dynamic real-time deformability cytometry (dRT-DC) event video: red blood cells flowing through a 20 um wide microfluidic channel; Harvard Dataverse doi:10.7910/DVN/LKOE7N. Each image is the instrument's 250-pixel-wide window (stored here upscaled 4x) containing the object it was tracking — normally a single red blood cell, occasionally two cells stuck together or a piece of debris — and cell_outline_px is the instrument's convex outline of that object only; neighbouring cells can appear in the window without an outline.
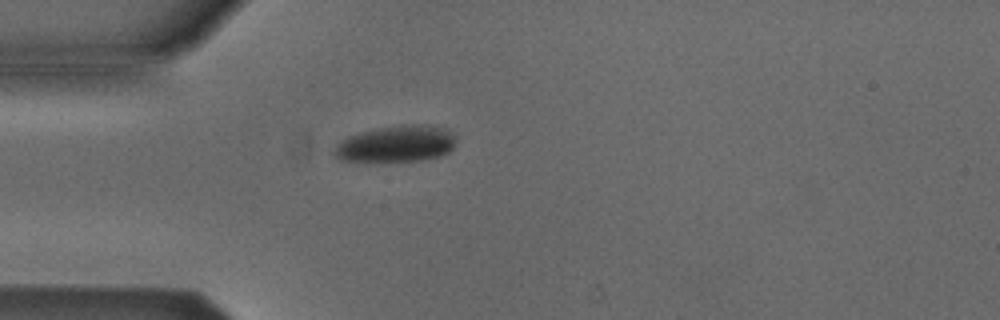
{"species": "Egyptian fruit bat (a non-hibernating species)", "species_latin": "Rousettus aegyptiacus", "temperature_condition": "cold", "stored_images_in_passage": 5, "camera_frame_rate_fps": 3000, "um_per_image_px": 0.085, "animal": {"sex": "male"}, "frame": {"image": 1, "passage_image": 5, "time_ms": 4.667, "image_size_px": [1000, 320], "cell_outline_px": [[456, 144], [448, 152], [440, 156], [424, 160], [340, 160], [332, 152], [332, 148], [336, 144], [348, 136], [360, 132], [400, 124], [424, 124], [444, 128], [456, 140]], "centroid_in_image_um": [33.67, 12.21], "position_along_channel_um": 51.3, "area_um2": 25.55}}